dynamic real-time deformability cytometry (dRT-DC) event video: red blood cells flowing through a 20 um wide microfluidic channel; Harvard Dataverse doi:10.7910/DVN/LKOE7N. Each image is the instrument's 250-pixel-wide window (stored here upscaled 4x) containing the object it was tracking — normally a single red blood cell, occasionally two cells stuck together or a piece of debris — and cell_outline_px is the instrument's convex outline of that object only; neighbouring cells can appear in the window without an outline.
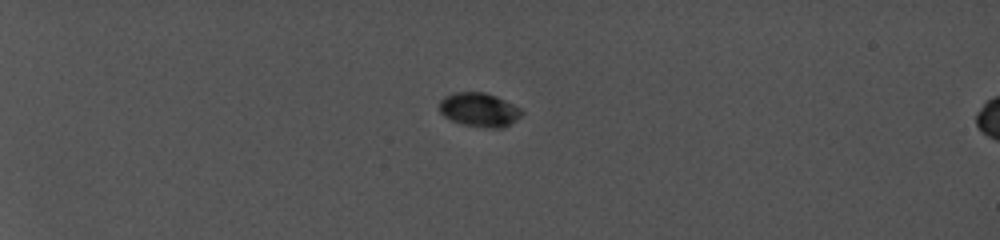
{"species": "common noctule bat (a hibernating species)", "species_latin": "Nyctalus noctula", "temperature_condition": "cold", "stored_images_in_passage": 38, "camera_frame_rate_fps": 5000, "um_per_image_px": 0.085, "animal": {"sex": "female", "body_mass_g": 19.0, "forearm_length_mm": 56.7}, "frame": {"image": 1, "passage_image": 1, "time_ms": 0.0, "image_size_px": [1000, 240], "cell_outline_px": [[524, 112], [520, 116], [504, 128], [488, 128], [464, 124], [452, 120], [444, 116], [440, 112], [440, 100], [444, 96], [452, 92], [484, 92], [496, 96], [520, 108]], "centroid_in_image_um": [40.72, 9.32], "position_along_channel_um": 44.3, "area_um2": 16.18}}
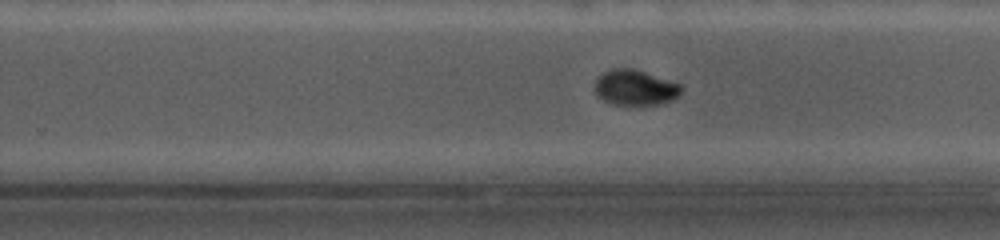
{"frame": {"image": 2, "passage_image": 25, "time_ms": 8.4, "image_size_px": [1000, 240], "cell_outline_px": [[680, 92], [672, 100], [660, 104], [612, 104], [596, 96], [592, 88], [596, 80], [604, 72], [612, 68], [636, 68], [680, 84]], "centroid_in_image_um": [53.92, 7.43], "position_along_channel_um": 275.9, "area_um2": 17.86}}
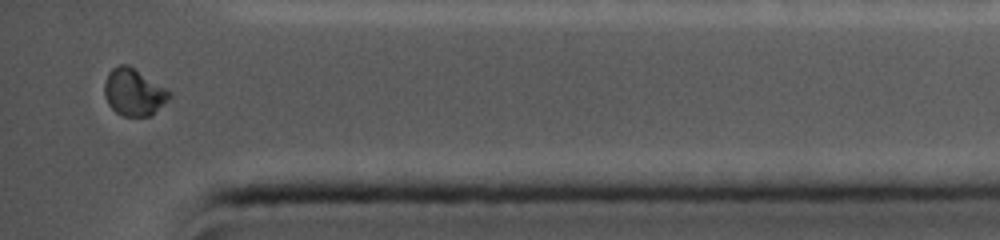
{"frame": {"image": 3, "passage_image": 38, "time_ms": 12.2, "image_size_px": [1000, 240], "cell_outline_px": [[172, 96], [148, 116], [124, 116], [116, 112], [108, 104], [104, 96], [104, 84], [108, 72], [112, 68], [120, 64], [128, 64], [172, 92]], "centroid_in_image_um": [11.34, 7.81], "position_along_channel_um": 423.9, "area_um2": 17.63}, "authors_computed_cell_mechanics": {"area_um2": 18.2359, "velocity_mm_per_s": 3.8938, "shape_relaxation_time_tau1_ms": 3.6035, "shape_relaxation_time_tau2_ms": 0.7197, "deformation_change_tau1": 0.149, "deformation_change_tau2": 0.0252}}